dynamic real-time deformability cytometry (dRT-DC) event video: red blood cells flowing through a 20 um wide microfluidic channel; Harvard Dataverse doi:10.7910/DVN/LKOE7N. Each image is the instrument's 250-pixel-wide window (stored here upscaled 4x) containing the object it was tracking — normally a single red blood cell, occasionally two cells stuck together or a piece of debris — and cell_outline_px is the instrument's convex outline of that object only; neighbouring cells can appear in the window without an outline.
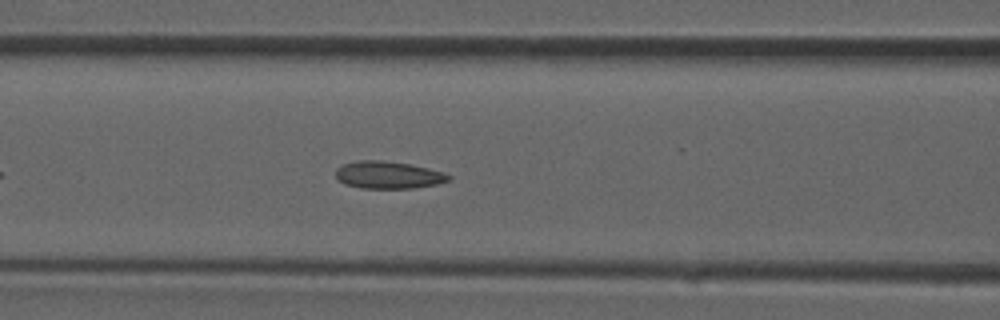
{"species": "common noctule bat (a hibernating species)", "species_latin": "Nyctalus noctula", "temperature_condition": "room temperature", "stored_images_in_passage": 19, "camera_frame_rate_fps": 3000, "um_per_image_px": 0.085, "animal": {"sex": "male", "forearm_length_mm": 52.5}, "frame": {"image": 1, "passage_image": 8, "time_ms": 2.333, "image_size_px": [1000, 320], "cell_outline_px": [[452, 176], [448, 180], [436, 184], [412, 188], [360, 188], [344, 184], [336, 176], [336, 168], [344, 164], [356, 160], [380, 160], [412, 164], [444, 172]], "centroid_in_image_um": [32.99, 14.86], "position_along_channel_um": 133.6, "area_um2": 17.98}}
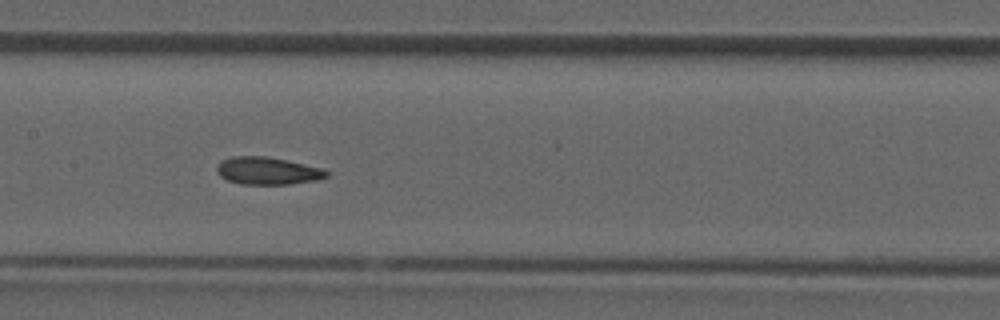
{"frame": {"image": 2, "passage_image": 11, "time_ms": 3.333, "image_size_px": [1000, 320], "cell_outline_px": [[328, 176], [316, 180], [288, 184], [240, 184], [228, 180], [220, 176], [216, 172], [216, 168], [220, 160], [232, 156], [268, 156], [304, 164], [320, 168], [328, 172]], "centroid_in_image_um": [22.68, 14.51], "position_along_channel_um": 184.7, "area_um2": 17.51}}